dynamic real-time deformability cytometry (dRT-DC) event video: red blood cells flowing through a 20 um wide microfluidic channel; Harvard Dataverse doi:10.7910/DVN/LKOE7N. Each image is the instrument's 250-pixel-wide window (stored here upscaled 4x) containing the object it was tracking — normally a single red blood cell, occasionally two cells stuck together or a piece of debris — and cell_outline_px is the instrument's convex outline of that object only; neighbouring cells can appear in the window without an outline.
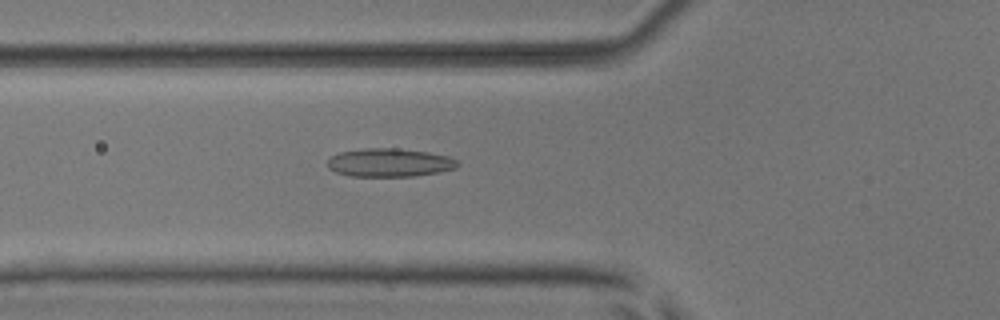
{"species": "common noctule bat (a hibernating species)", "species_latin": "Nyctalus noctula", "temperature_condition": "room temperature", "stored_images_in_passage": 36, "camera_frame_rate_fps": 3000, "um_per_image_px": 0.085, "animal": {"sex": "male", "body_mass_g": 17.9, "forearm_length_mm": 54.2}, "frame": {"image": 1, "passage_image": 4, "time_ms": 1.0, "image_size_px": [1000, 320], "cell_outline_px": [[460, 164], [456, 168], [416, 176], [352, 176], [336, 172], [328, 168], [328, 160], [332, 156], [340, 152], [364, 148], [396, 148], [428, 152], [448, 156], [456, 160]], "centroid_in_image_um": [33.11, 13.82], "position_along_channel_um": 92.7, "area_um2": 21.39}}
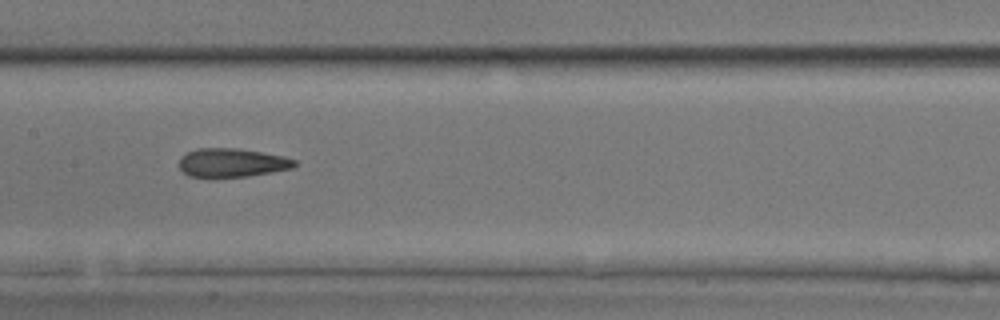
{"frame": {"image": 2, "passage_image": 11, "time_ms": 3.333, "image_size_px": [1000, 320], "cell_outline_px": [[296, 164], [292, 168], [272, 172], [248, 176], [188, 176], [180, 168], [180, 156], [196, 148], [240, 148], [284, 156], [296, 160]], "centroid_in_image_um": [19.73, 13.81], "position_along_channel_um": 187.7, "area_um2": 19.13}}
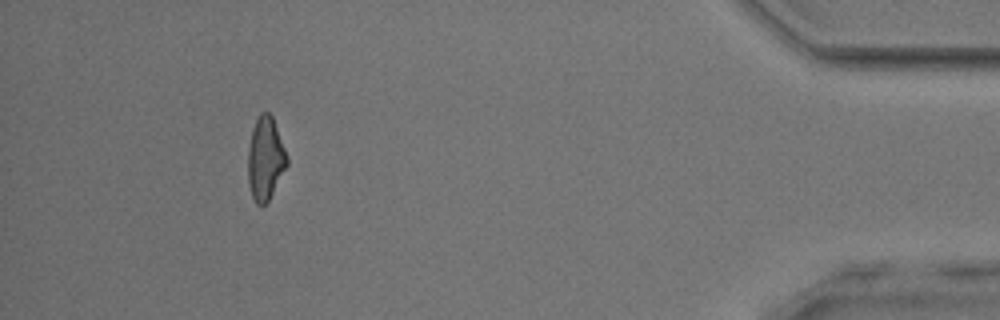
{"frame": {"image": 3, "passage_image": 32, "time_ms": 10.333, "image_size_px": [1000, 320], "cell_outline_px": [[288, 164], [268, 200], [264, 204], [256, 204], [252, 196], [248, 180], [248, 148], [252, 128], [260, 112], [268, 112], [272, 116], [288, 156]], "centroid_in_image_um": [22.55, 13.45], "position_along_channel_um": 412.6, "area_um2": 18.73}, "authors_computed_cell_mechanics": {"area_um2": 19.1896, "velocity_mm_per_s": 4.0651, "shape_relaxation_time_tau1_ms": null, "shape_relaxation_time_tau2_ms": 2.7208, "deformation_change_tau1": null, "deformation_change_tau2": 0.1251}}